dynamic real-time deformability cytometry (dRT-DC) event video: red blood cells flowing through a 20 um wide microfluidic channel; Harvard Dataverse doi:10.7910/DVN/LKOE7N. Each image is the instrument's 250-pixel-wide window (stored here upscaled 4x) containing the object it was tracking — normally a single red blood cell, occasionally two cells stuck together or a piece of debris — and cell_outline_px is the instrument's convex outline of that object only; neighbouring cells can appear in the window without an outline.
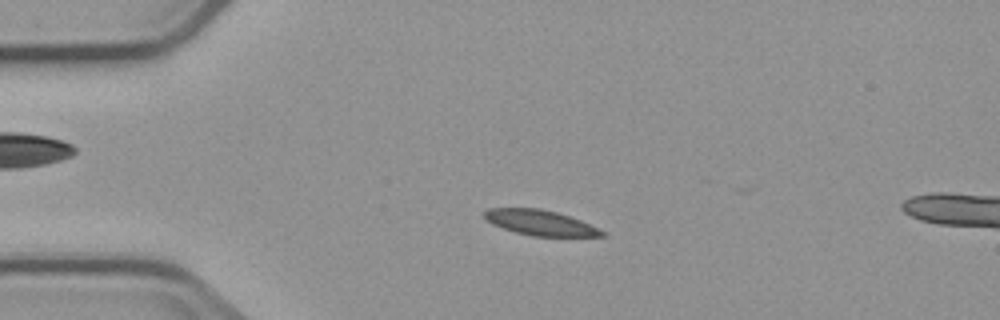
{"species": "common noctule bat (a hibernating species)", "species_latin": "Nyctalus noctula", "temperature_condition": "cold", "stored_images_in_passage": 4, "camera_frame_rate_fps": 3000, "um_per_image_px": 0.085, "animal": {"sex": "male", "body_mass_g": 23.1, "forearm_length_mm": 52.7}, "frame": {"image": 1, "passage_image": 2, "time_ms": 1.333, "image_size_px": [1000, 320], "cell_outline_px": [[608, 236], [532, 236], [516, 232], [492, 224], [484, 216], [484, 212], [488, 208], [540, 208], [556, 212], [580, 220], [604, 232]], "centroid_in_image_um": [45.89, 18.92], "position_along_channel_um": 39.1, "area_um2": 16.99}}